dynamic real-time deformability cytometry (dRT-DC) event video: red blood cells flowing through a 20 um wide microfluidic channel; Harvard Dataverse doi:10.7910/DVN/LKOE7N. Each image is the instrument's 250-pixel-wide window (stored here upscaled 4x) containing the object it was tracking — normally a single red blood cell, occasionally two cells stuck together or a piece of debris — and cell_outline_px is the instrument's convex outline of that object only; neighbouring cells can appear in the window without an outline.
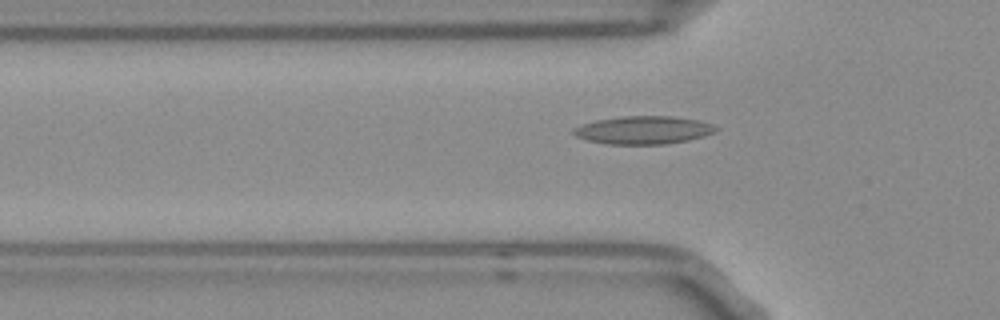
{"species": "Egyptian fruit bat (a non-hibernating species)", "species_latin": "Rousettus aegyptiacus", "temperature_condition": "room temperature", "stored_images_in_passage": 48, "camera_frame_rate_fps": 3000, "um_per_image_px": 0.085, "frame": {"image": 1, "passage_image": 15, "time_ms": 4.667, "image_size_px": [1000, 320], "cell_outline_px": [[720, 128], [704, 136], [688, 140], [664, 144], [608, 144], [588, 140], [576, 136], [572, 132], [572, 128], [580, 124], [596, 120], [620, 116], [672, 116], [700, 120], [712, 124]], "centroid_in_image_um": [54.67, 11.04], "position_along_channel_um": 71.1, "area_um2": 23.29}}
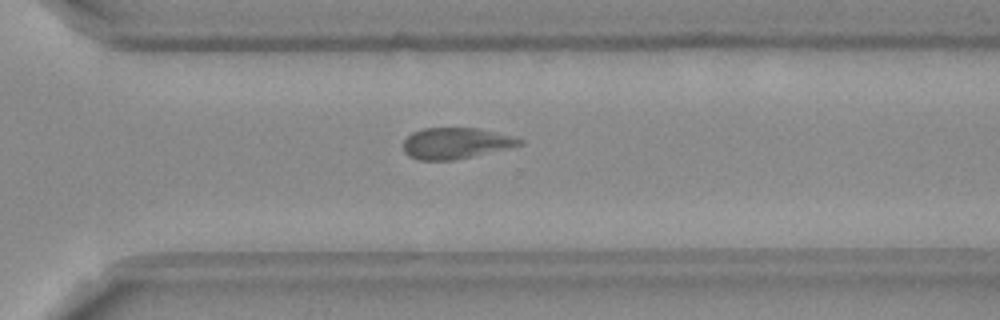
{"frame": {"image": 2, "passage_image": 36, "time_ms": 11.667, "image_size_px": [1000, 320], "cell_outline_px": [[524, 144], [508, 148], [472, 156], [452, 160], [420, 160], [408, 156], [404, 152], [404, 140], [412, 132], [424, 128], [480, 128], [512, 136], [524, 140]], "centroid_in_image_um": [38.74, 12.17], "position_along_channel_um": 331.9, "area_um2": 20.98}}
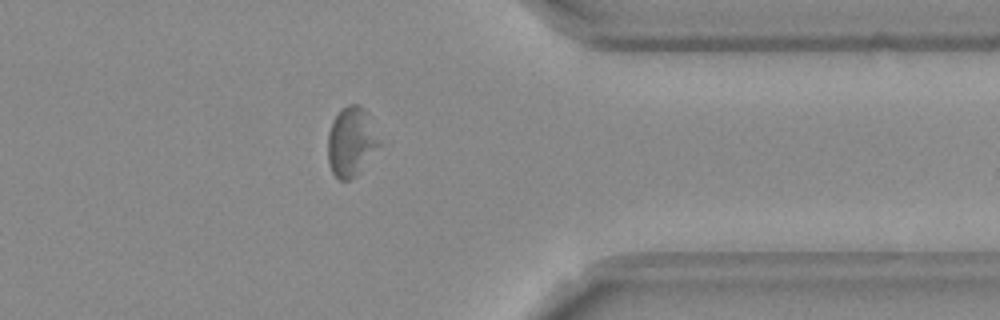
{"frame": {"image": 3, "passage_image": 41, "time_ms": 13.333, "image_size_px": [1000, 320], "cell_outline_px": [[380, 144], [356, 176], [352, 180], [340, 180], [332, 172], [328, 164], [328, 132], [332, 120], [340, 108], [348, 104], [360, 104], [364, 108], [380, 140]], "centroid_in_image_um": [29.82, 12.03], "position_along_channel_um": 381.6, "area_um2": 20.75}, "authors_computed_cell_mechanics": {"area_um2": 21.3571, "velocity_mm_per_s": 3.7164, "shape_relaxation_time_tau1_ms": null, "shape_relaxation_time_tau2_ms": 4.0472, "deformation_change_tau1": null, "deformation_change_tau2": 0.1148}}